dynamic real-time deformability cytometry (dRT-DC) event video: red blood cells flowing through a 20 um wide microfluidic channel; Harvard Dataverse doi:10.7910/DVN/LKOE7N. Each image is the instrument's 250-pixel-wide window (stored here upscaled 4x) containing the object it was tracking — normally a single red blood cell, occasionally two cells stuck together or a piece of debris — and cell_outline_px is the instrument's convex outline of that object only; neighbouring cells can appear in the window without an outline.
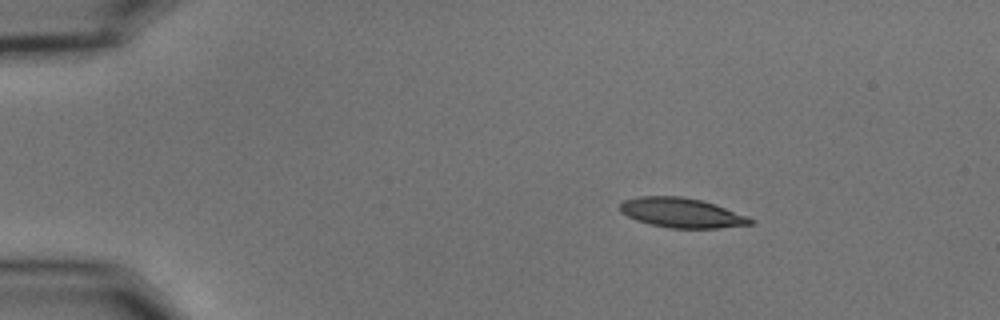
{"species": "common noctule bat (a hibernating species)", "species_latin": "Nyctalus noctula", "temperature_condition": "cold", "stored_images_in_passage": 48, "camera_frame_rate_fps": 3000, "um_per_image_px": 0.085, "animal": {"sex": "male", "body_mass_g": 15.6}, "frame": {"image": 1, "passage_image": 1, "time_ms": 0.0, "image_size_px": [1000, 320], "cell_outline_px": [[756, 220], [752, 224], [716, 228], [668, 228], [636, 220], [620, 212], [620, 204], [624, 200], [640, 196], [680, 196], [700, 200], [748, 216]], "centroid_in_image_um": [57.92, 18.09], "position_along_channel_um": 27.1, "area_um2": 22.31}}
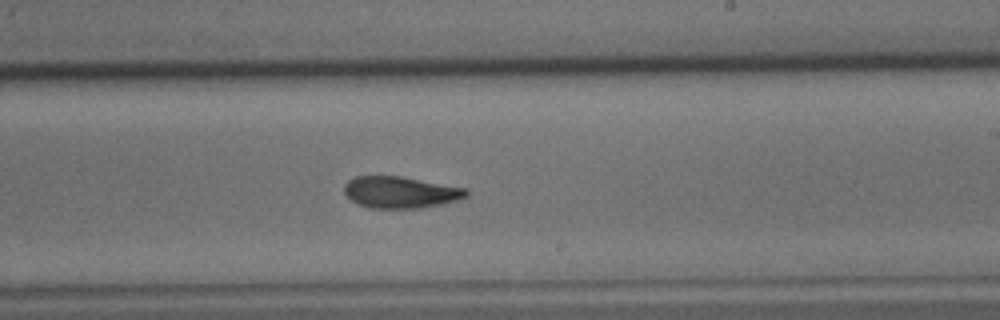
{"frame": {"image": 2, "passage_image": 26, "time_ms": 8.333, "image_size_px": [1000, 320], "cell_outline_px": [[468, 196], [460, 200], [444, 204], [420, 208], [372, 208], [356, 204], [344, 192], [344, 184], [348, 180], [356, 176], [400, 176], [468, 188]], "centroid_in_image_um": [34.08, 16.34], "position_along_channel_um": 254.9, "area_um2": 22.72}}
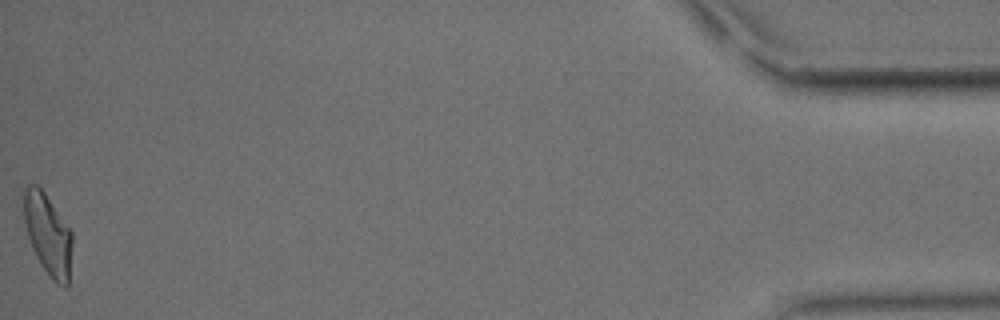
{"frame": {"image": 3, "passage_image": 48, "time_ms": 15.667, "image_size_px": [1000, 320], "cell_outline_px": [[72, 248], [68, 284], [64, 288], [56, 284], [52, 280], [36, 256], [32, 248], [28, 236], [24, 220], [24, 188], [28, 184], [36, 184], [44, 192], [72, 232]], "centroid_in_image_um": [4.08, 19.94], "position_along_channel_um": 431.1, "area_um2": 22.72}, "authors_computed_cell_mechanics": {"area_um2": 22.8599, "velocity_mm_per_s": 3.6139, "shape_relaxation_time_tau1_ms": 5.7175, "shape_relaxation_time_tau2_ms": 7.5696, "deformation_change_tau1": 0.1705, "deformation_change_tau2": 0.1615}}